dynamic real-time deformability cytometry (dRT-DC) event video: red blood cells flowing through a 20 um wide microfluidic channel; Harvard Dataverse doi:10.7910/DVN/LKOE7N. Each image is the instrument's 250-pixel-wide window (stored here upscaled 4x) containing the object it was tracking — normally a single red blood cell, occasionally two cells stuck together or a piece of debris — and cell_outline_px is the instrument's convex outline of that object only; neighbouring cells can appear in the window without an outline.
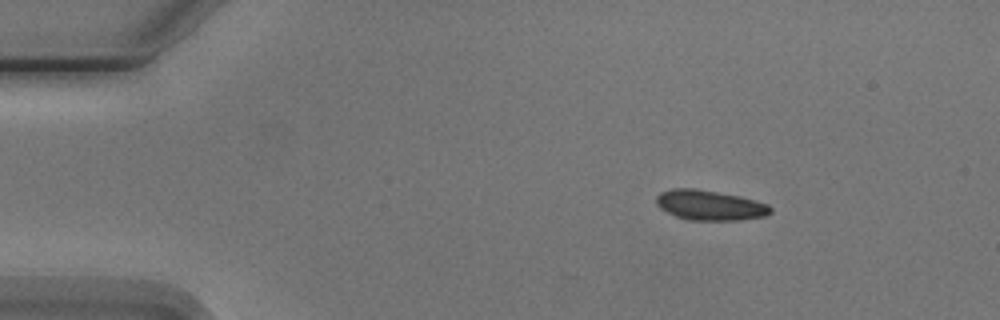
{"species": "Egyptian fruit bat (a non-hibernating species)", "species_latin": "Rousettus aegyptiacus", "temperature_condition": "cold", "stored_images_in_passage": 4, "camera_frame_rate_fps": 3000, "um_per_image_px": 0.085, "animal": {"sex": "male"}, "frame": {"image": 1, "passage_image": 2, "time_ms": 2.0, "image_size_px": [1000, 320], "cell_outline_px": [[772, 212], [764, 216], [740, 220], [688, 220], [676, 216], [660, 208], [656, 204], [656, 196], [660, 192], [672, 188], [692, 188], [740, 196], [768, 204], [772, 208]], "centroid_in_image_um": [60.32, 17.44], "position_along_channel_um": 24.7, "area_um2": 19.94}}